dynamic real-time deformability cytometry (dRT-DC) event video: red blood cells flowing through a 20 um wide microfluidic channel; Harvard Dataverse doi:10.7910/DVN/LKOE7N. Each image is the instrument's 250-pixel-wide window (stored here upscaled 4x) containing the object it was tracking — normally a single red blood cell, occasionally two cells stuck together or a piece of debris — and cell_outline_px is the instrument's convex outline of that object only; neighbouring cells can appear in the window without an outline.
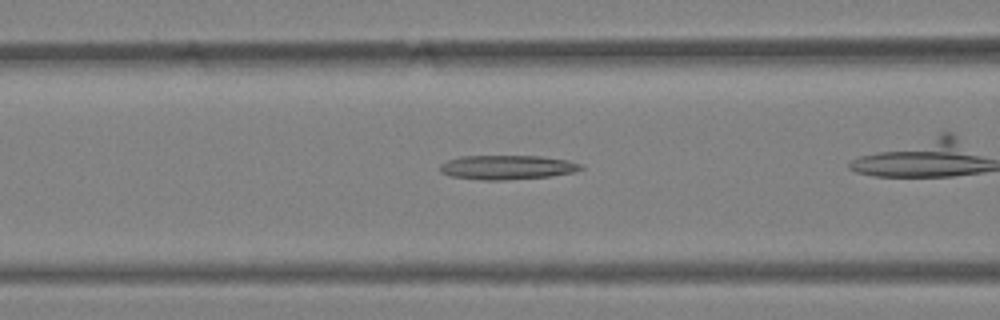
{"species": "Egyptian fruit bat (a non-hibernating species)", "species_latin": "Rousettus aegyptiacus", "temperature_condition": "warm", "stored_images_in_passage": 30, "camera_frame_rate_fps": 3000, "um_per_image_px": 0.085, "animal": {"sex": "female"}, "frame": {"image": 1, "passage_image": 13, "time_ms": 4.0, "image_size_px": [1000, 320], "cell_outline_px": [[584, 168], [576, 172], [552, 176], [504, 180], [480, 180], [448, 176], [440, 172], [440, 164], [448, 160], [460, 156], [540, 156], [568, 160], [584, 164]], "centroid_in_image_um": [43.13, 14.22], "position_along_channel_um": 123.5, "area_um2": 20.23}}
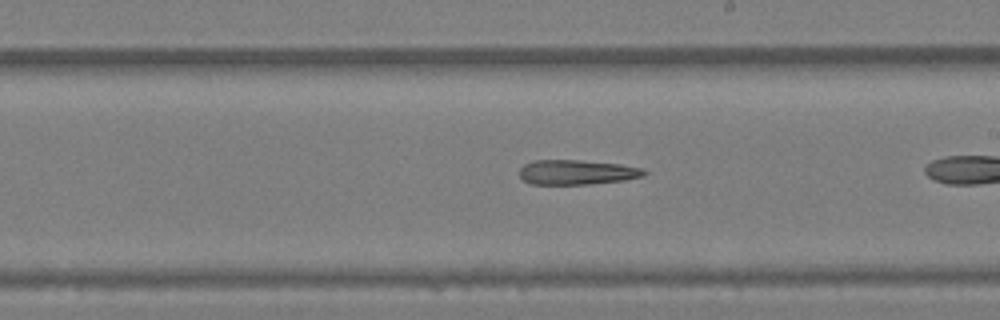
{"frame": {"image": 2, "passage_image": 22, "time_ms": 7.0, "image_size_px": [1000, 320], "cell_outline_px": [[648, 172], [644, 176], [624, 180], [588, 184], [532, 184], [524, 180], [520, 176], [520, 168], [524, 164], [532, 160], [580, 160], [620, 164], [644, 168]], "centroid_in_image_um": [49.05, 14.63], "position_along_channel_um": 239.9, "area_um2": 18.03}}